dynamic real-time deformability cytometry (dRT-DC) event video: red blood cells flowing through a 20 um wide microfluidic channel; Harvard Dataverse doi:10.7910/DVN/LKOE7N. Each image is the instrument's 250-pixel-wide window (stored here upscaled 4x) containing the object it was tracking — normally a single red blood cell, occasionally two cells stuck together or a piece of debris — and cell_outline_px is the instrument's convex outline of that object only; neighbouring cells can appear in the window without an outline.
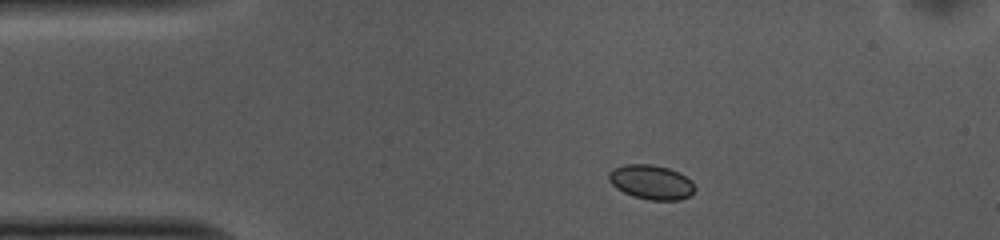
{"species": "common noctule bat (a hibernating species)", "species_latin": "Nyctalus noctula", "temperature_condition": "cold", "stored_images_in_passage": 45, "camera_frame_rate_fps": 3000, "um_per_image_px": 0.085, "animal": {"sex": "female", "body_mass_g": 10.0, "forearm_length_mm": 53.1}, "frame": {"image": 1, "passage_image": 1, "time_ms": 0.0, "image_size_px": [1000, 240], "cell_outline_px": [[696, 188], [688, 196], [680, 200], [648, 200], [632, 196], [616, 188], [608, 180], [608, 172], [624, 164], [652, 164], [668, 168], [680, 172], [692, 180]], "centroid_in_image_um": [55.36, 15.48], "position_along_channel_um": 29.6, "area_um2": 17.4}}
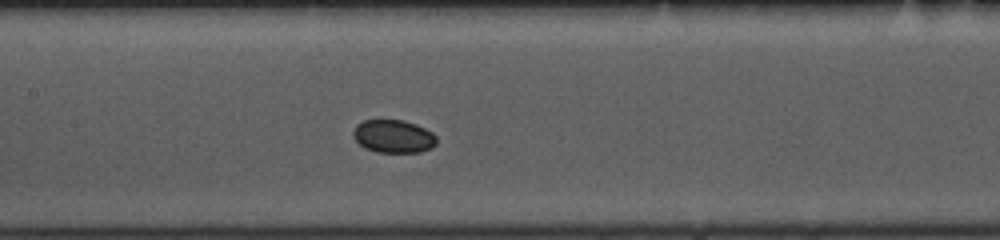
{"frame": {"image": 2, "passage_image": 16, "time_ms": 5.0, "image_size_px": [1000, 240], "cell_outline_px": [[436, 144], [432, 148], [420, 152], [376, 152], [364, 148], [352, 136], [352, 132], [356, 124], [364, 120], [404, 120], [416, 124], [432, 132], [436, 136]], "centroid_in_image_um": [33.43, 11.59], "position_along_channel_um": 174.0, "area_um2": 16.18}}
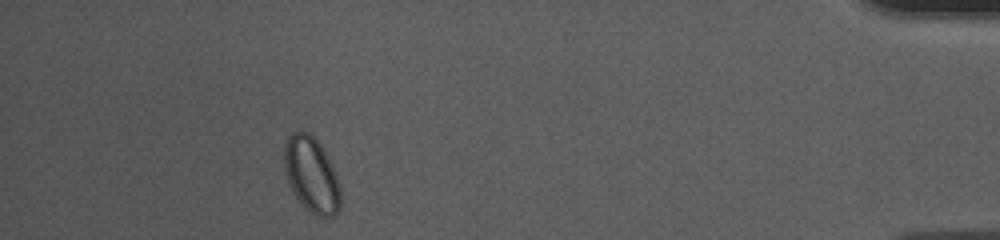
{"frame": {"image": 3, "passage_image": 40, "time_ms": 13.0, "image_size_px": [1000, 240], "cell_outline_px": [[340, 208], [332, 216], [316, 216], [304, 208], [292, 192], [288, 184], [284, 168], [284, 144], [288, 136], [292, 132], [300, 128], [308, 132], [320, 144], [332, 164], [340, 184]], "centroid_in_image_um": [26.45, 14.83], "position_along_channel_um": 408.7, "area_um2": 25.14}}